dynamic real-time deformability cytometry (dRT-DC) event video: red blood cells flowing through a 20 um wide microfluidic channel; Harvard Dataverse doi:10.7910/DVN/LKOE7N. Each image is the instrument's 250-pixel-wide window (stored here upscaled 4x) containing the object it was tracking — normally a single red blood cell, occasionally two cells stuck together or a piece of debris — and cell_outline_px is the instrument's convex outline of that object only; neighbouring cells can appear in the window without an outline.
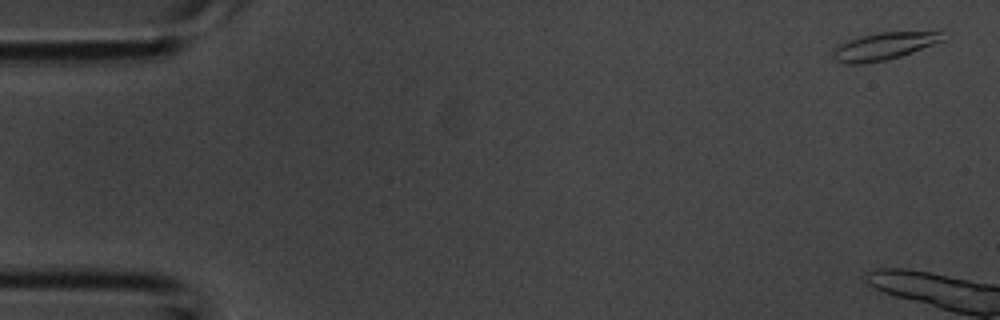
{"species": "common noctule bat (a hibernating species)", "species_latin": "Nyctalus noctula", "temperature_condition": "room temperature", "stored_images_in_passage": 4, "camera_frame_rate_fps": 3000, "um_per_image_px": 0.085, "animal": {"sex": "male", "body_mass_g": 20.1, "forearm_length_mm": 53.5}, "frame": {"image": 1, "passage_image": 1, "time_ms": 0.0, "image_size_px": [1000, 320], "cell_outline_px": [[944, 40], [912, 52], [900, 56], [884, 60], [860, 64], [848, 64], [836, 60], [832, 56], [832, 48], [848, 40], [860, 36], [880, 32], [944, 28]], "centroid_in_image_um": [75.26, 3.86], "position_along_channel_um": 9.7, "area_um2": 18.21}}